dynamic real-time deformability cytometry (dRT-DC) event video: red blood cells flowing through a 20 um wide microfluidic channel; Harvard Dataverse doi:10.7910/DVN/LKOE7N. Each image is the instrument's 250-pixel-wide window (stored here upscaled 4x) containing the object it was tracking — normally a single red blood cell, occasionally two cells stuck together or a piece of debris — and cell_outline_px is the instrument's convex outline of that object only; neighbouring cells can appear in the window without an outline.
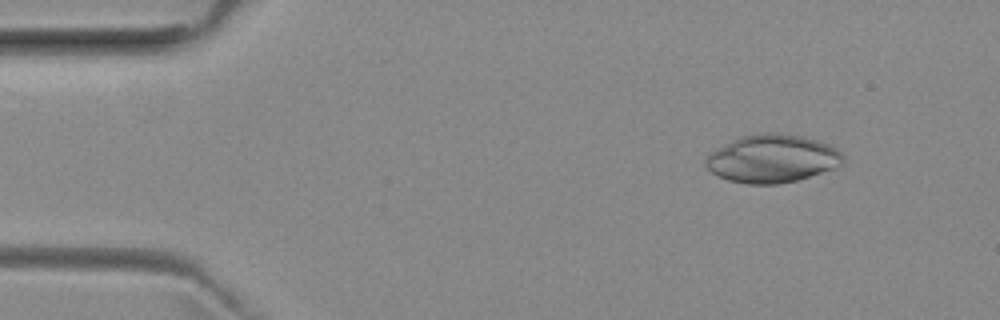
{"species": "common noctule bat (a hibernating species)", "species_latin": "Nyctalus noctula", "temperature_condition": "room temperature", "stored_images_in_passage": 51, "camera_frame_rate_fps": 3000, "um_per_image_px": 0.085, "animal": {"sex": "female", "body_mass_g": 29.2, "forearm_length_mm": 56.3}, "frame": {"image": 1, "passage_image": 6, "time_ms": 1.667, "image_size_px": [1000, 320], "cell_outline_px": [[844, 160], [840, 164], [832, 168], [796, 180], [776, 184], [748, 184], [728, 180], [716, 176], [704, 164], [704, 160], [716, 148], [740, 136], [764, 132], [776, 132], [804, 136], [828, 144], [836, 148], [844, 156]], "centroid_in_image_um": [65.6, 13.47], "position_along_channel_um": 19.4, "area_um2": 38.26}}
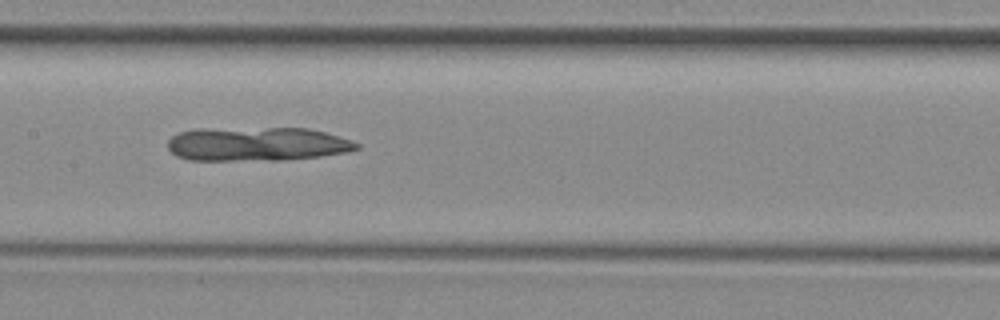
{"frame": {"image": 2, "passage_image": 25, "time_ms": 8.0, "image_size_px": [1000, 320], "cell_outline_px": [[360, 148], [348, 152], [320, 156], [284, 160], [188, 160], [176, 156], [168, 148], [168, 140], [172, 136], [180, 132], [192, 128], [308, 128], [324, 132], [352, 140], [360, 144]], "centroid_in_image_um": [21.83, 12.24], "position_along_channel_um": 185.6, "area_um2": 37.69}}
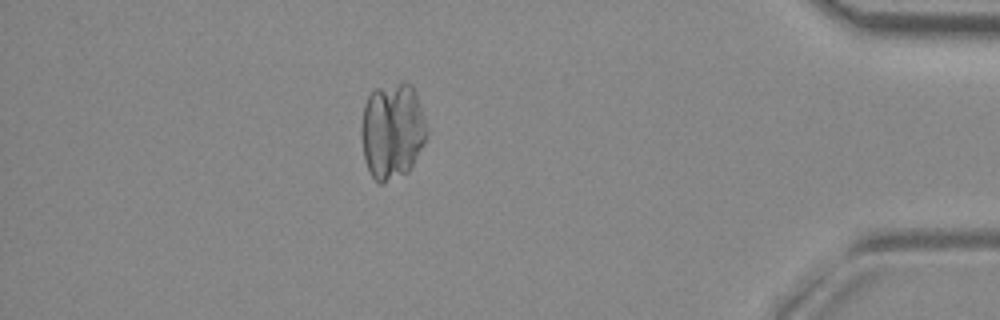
{"frame": {"image": 3, "passage_image": 45, "time_ms": 14.667, "image_size_px": [1000, 320], "cell_outline_px": [[428, 132], [408, 172], [384, 184], [380, 184], [372, 176], [364, 160], [360, 132], [360, 128], [364, 104], [372, 88], [400, 80], [404, 80], [412, 84], [416, 92], [424, 116]], "centroid_in_image_um": [33.31, 11.06], "position_along_channel_um": 401.9, "area_um2": 37.4}}